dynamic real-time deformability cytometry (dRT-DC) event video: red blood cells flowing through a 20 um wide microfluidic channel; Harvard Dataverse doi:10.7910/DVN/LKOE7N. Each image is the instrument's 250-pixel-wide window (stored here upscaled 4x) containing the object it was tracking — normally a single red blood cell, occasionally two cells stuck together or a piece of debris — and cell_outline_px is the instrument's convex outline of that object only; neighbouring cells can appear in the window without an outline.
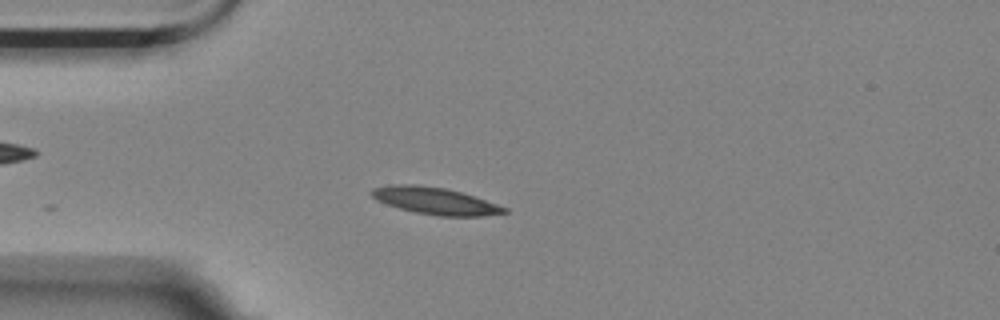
{"species": "Egyptian fruit bat (a non-hibernating species)", "species_latin": "Rousettus aegyptiacus", "temperature_condition": "room temperature", "stored_images_in_passage": 8, "camera_frame_rate_fps": 3000, "um_per_image_px": 0.085, "animal": {"sex": "female"}, "frame": {"image": 1, "passage_image": 3, "time_ms": 0.667, "image_size_px": [1000, 320], "cell_outline_px": [[508, 212], [484, 216], [436, 216], [416, 212], [400, 208], [376, 200], [368, 192], [372, 188], [388, 184], [416, 184], [444, 188], [460, 192], [508, 208]], "centroid_in_image_um": [36.93, 17.06], "position_along_channel_um": 48.1, "area_um2": 20.75}}
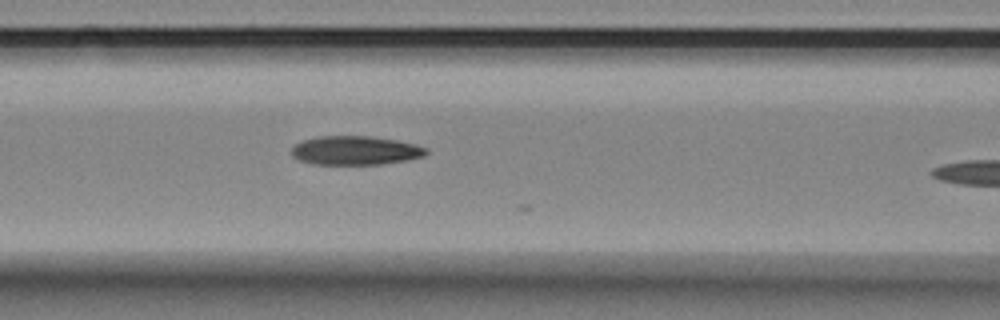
{"frame": {"image": 2, "passage_image": 7, "time_ms": 2.0, "image_size_px": [1000, 320], "cell_outline_px": [[428, 152], [424, 156], [404, 160], [380, 164], [312, 164], [300, 160], [292, 156], [292, 148], [296, 144], [304, 140], [320, 136], [368, 136], [396, 140], [416, 144], [428, 148]], "centroid_in_image_um": [30.22, 12.78], "position_along_channel_um": 136.4, "area_um2": 22.48}}